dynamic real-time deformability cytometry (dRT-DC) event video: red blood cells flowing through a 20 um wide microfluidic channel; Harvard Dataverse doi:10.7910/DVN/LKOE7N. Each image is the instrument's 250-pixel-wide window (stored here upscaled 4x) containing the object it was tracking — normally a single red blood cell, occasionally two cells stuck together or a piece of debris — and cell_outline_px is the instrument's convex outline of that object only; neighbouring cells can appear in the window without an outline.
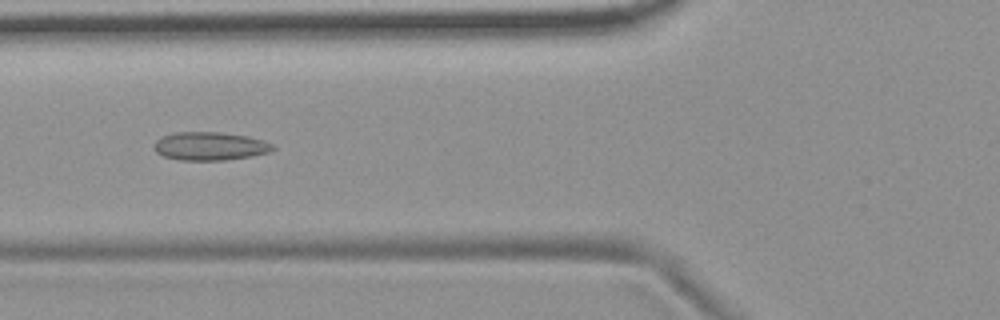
{"species": "common noctule bat (a hibernating species)", "species_latin": "Nyctalus noctula", "temperature_condition": "room temperature", "stored_images_in_passage": 53, "camera_frame_rate_fps": 3000, "um_per_image_px": 0.085, "animal": {"sex": "female", "body_mass_g": 19.9}, "frame": {"image": 1, "passage_image": 19, "time_ms": 6.0, "image_size_px": [1000, 320], "cell_outline_px": [[276, 148], [268, 152], [252, 156], [224, 160], [180, 160], [164, 156], [156, 152], [152, 148], [156, 140], [160, 136], [176, 132], [220, 132], [248, 136], [264, 140], [272, 144]], "centroid_in_image_um": [17.82, 12.41], "position_along_channel_um": 108.0, "area_um2": 19.71}}
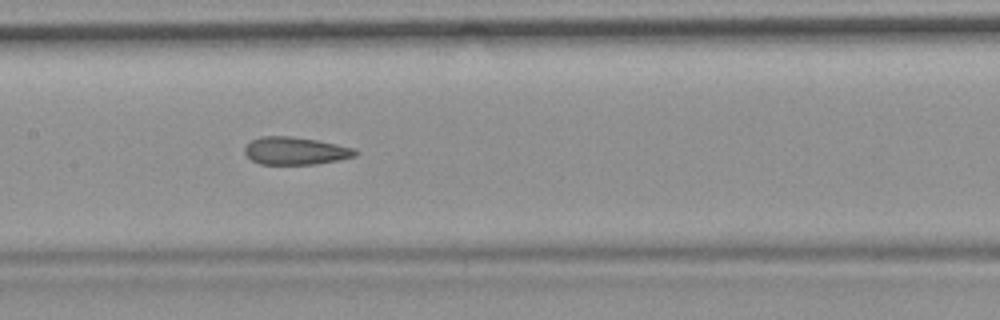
{"frame": {"image": 2, "passage_image": 25, "time_ms": 8.0, "image_size_px": [1000, 320], "cell_outline_px": [[360, 152], [356, 156], [340, 160], [316, 164], [260, 164], [252, 160], [244, 152], [244, 148], [252, 140], [260, 136], [292, 136], [316, 140], [356, 148]], "centroid_in_image_um": [25.15, 12.82], "position_along_channel_um": 182.2, "area_um2": 17.92}}
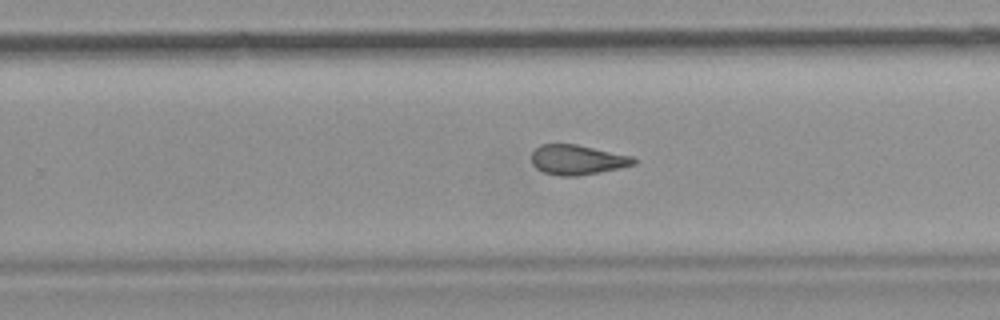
{"frame": {"image": 3, "passage_image": 33, "time_ms": 10.667, "image_size_px": [1000, 320], "cell_outline_px": [[636, 164], [620, 168], [600, 172], [576, 176], [560, 176], [544, 172], [536, 168], [532, 164], [532, 152], [540, 144], [576, 144], [632, 156], [636, 160]], "centroid_in_image_um": [49.07, 13.58], "position_along_channel_um": 280.7, "area_um2": 17.74}, "authors_computed_cell_mechanics": {"area_um2": 18.9584, "velocity_mm_per_s": 3.7178, "shape_relaxation_time_tau1_ms": null, "shape_relaxation_time_tau2_ms": 2.3098, "deformation_change_tau1": null, "deformation_change_tau2": 0.1066}}